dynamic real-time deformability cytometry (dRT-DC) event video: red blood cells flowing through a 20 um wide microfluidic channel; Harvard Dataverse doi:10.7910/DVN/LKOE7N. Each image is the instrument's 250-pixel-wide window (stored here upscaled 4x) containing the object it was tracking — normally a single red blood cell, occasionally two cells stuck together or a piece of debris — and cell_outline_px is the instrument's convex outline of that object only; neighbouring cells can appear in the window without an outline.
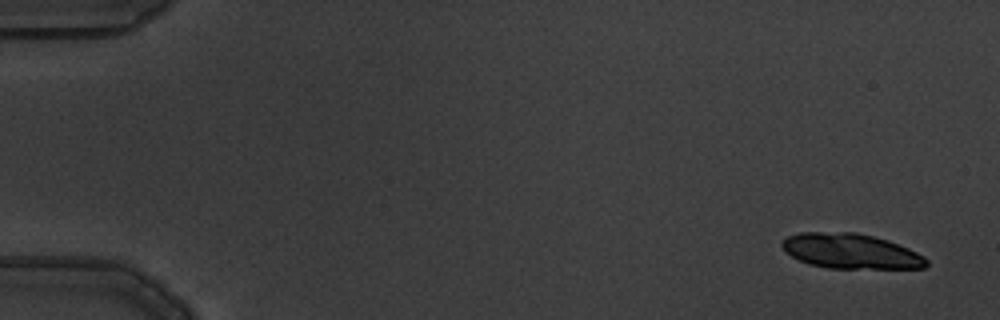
{"species": "common noctule bat (a hibernating species)", "species_latin": "Nyctalus noctula", "temperature_condition": "warm", "stored_images_in_passage": 5, "camera_frame_rate_fps": 3000, "um_per_image_px": 0.085, "animal": {"sex": "male", "body_mass_g": 19.5, "forearm_length_mm": 54.6}, "frame": {"image": 1, "passage_image": 1, "time_ms": 0.0, "image_size_px": [1000, 320], "cell_outline_px": [[928, 264], [924, 268], [828, 268], [808, 264], [792, 256], [780, 244], [788, 236], [800, 232], [856, 232], [888, 240], [908, 248], [924, 256], [928, 260]], "centroid_in_image_um": [72.33, 21.35], "position_along_channel_um": 12.7, "area_um2": 29.3}}